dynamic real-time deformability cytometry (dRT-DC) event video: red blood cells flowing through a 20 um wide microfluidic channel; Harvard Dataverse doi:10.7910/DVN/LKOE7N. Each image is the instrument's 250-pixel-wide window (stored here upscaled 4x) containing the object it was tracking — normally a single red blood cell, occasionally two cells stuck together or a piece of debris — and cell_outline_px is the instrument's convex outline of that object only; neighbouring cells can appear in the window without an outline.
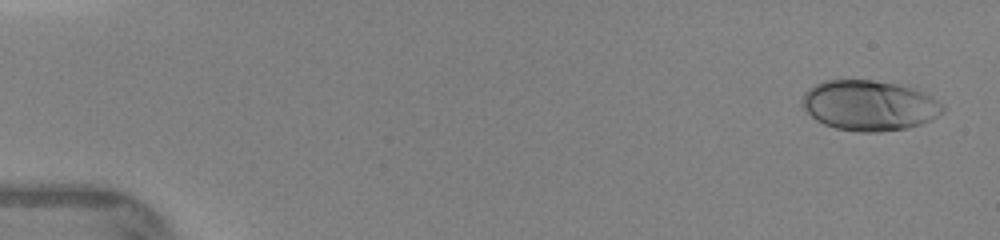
{"species": "human", "species_latin": "Homo sapiens", "temperature_condition": "warm", "stored_images_in_passage": 94, "camera_frame_rate_fps": 3000, "um_per_image_px": 0.085, "donor": {"sex": "female"}, "frame": {"image": 1, "passage_image": 4, "time_ms": 0.333, "image_size_px": [1000, 240], "cell_outline_px": [[944, 112], [920, 124], [904, 128], [880, 132], [860, 132], [836, 128], [824, 124], [816, 120], [804, 108], [804, 92], [808, 88], [824, 80], [872, 80], [896, 84], [912, 88], [932, 96], [944, 108]], "centroid_in_image_um": [73.87, 8.96], "position_along_channel_um": 11.1, "area_um2": 40.69}}
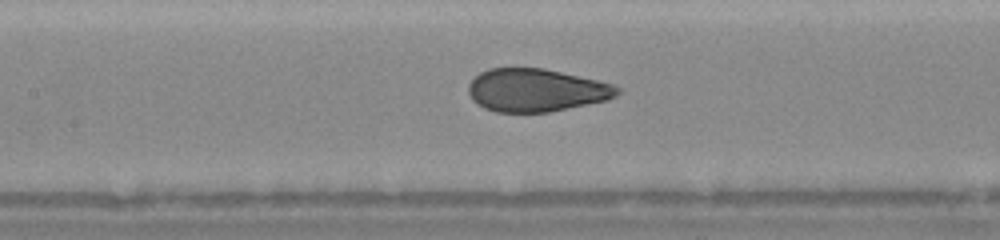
{"frame": {"image": 2, "passage_image": 54, "time_ms": 7.0, "image_size_px": [1000, 240], "cell_outline_px": [[620, 92], [616, 96], [608, 100], [548, 112], [496, 112], [484, 108], [472, 100], [468, 92], [468, 84], [480, 72], [488, 68], [544, 68], [600, 80], [612, 84], [620, 88]], "centroid_in_image_um": [45.58, 7.66], "position_along_channel_um": 161.8, "area_um2": 37.4}}
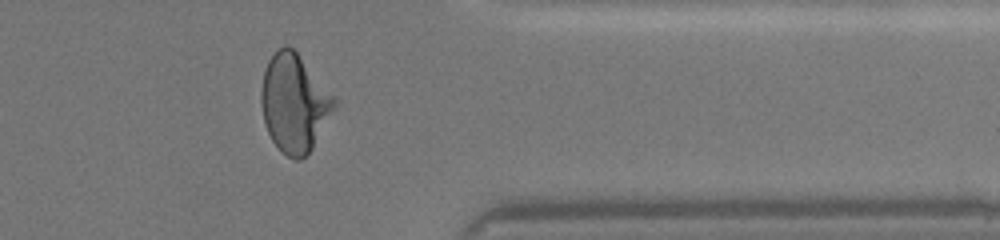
{"frame": {"image": 3, "passage_image": 83, "time_ms": 12.333, "image_size_px": [1000, 240], "cell_outline_px": [[336, 108], [312, 148], [300, 160], [296, 160], [288, 156], [272, 140], [268, 132], [264, 120], [260, 100], [260, 88], [264, 72], [268, 60], [284, 44], [288, 44], [296, 52], [336, 96]], "centroid_in_image_um": [25.03, 8.74], "position_along_channel_um": 386.4, "area_um2": 41.5}}